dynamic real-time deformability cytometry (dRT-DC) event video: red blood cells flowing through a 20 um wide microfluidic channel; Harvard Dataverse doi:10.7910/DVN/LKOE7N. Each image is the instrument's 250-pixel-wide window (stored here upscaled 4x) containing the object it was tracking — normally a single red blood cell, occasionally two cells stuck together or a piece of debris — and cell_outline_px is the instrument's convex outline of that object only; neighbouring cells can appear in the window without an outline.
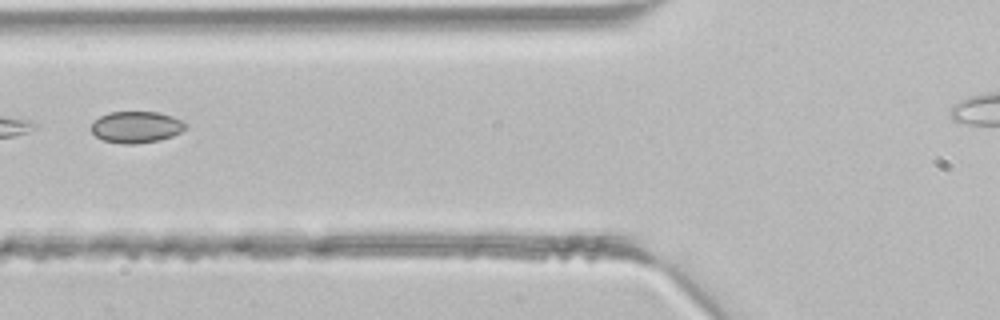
{"species": "common noctule bat (a hibernating species)", "species_latin": "Nyctalus noctula", "temperature_condition": "room temperature", "stored_images_in_passage": 4, "camera_frame_rate_fps": 3000, "um_per_image_px": 0.085, "animal": {"sex": "male", "body_mass_g": 21.5, "forearm_length_mm": 52.0}, "frame": {"image": 1, "passage_image": 4, "time_ms": 1.0, "image_size_px": [1000, 320], "cell_outline_px": [[188, 124], [180, 132], [172, 136], [160, 140], [136, 144], [124, 144], [104, 140], [96, 136], [92, 132], [92, 124], [100, 116], [108, 112], [156, 112], [172, 116]], "centroid_in_image_um": [11.59, 10.8], "position_along_channel_um": 114.2, "area_um2": 17.17}}